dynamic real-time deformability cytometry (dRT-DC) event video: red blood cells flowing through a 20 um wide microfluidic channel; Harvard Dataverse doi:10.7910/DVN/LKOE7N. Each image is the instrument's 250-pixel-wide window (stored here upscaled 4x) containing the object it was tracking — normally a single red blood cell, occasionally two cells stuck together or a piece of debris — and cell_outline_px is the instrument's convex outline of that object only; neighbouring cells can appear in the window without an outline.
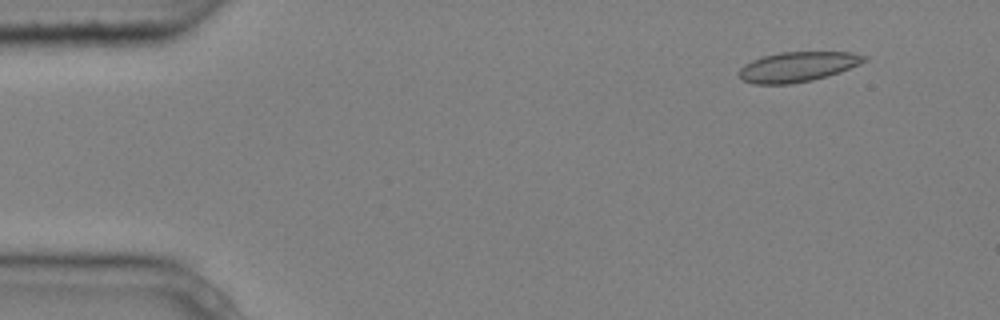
{"species": "common noctule bat (a hibernating species)", "species_latin": "Nyctalus noctula", "temperature_condition": "cold", "stored_images_in_passage": 3, "camera_frame_rate_fps": 3000, "um_per_image_px": 0.085, "animal": {"sex": "male", "body_mass_g": 20.4}, "frame": {"image": 1, "passage_image": 1, "time_ms": 0.0, "image_size_px": [1000, 320], "cell_outline_px": [[868, 60], [860, 64], [840, 72], [812, 80], [788, 84], [752, 84], [744, 80], [736, 72], [744, 64], [752, 60], [764, 56], [780, 52], [852, 52], [868, 56]], "centroid_in_image_um": [67.81, 5.67], "position_along_channel_um": 17.2, "area_um2": 21.91}}
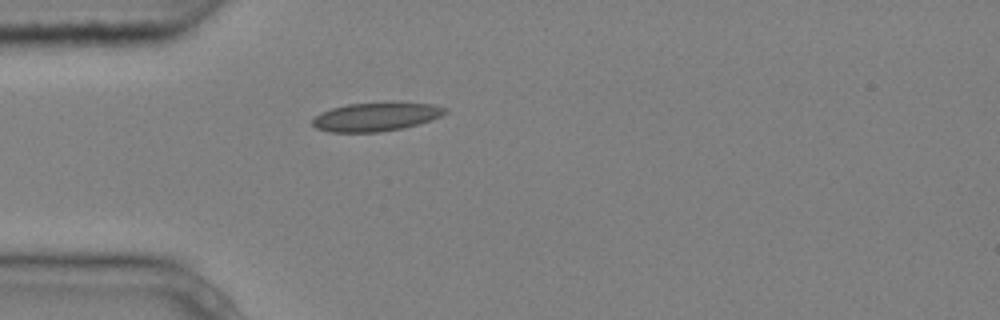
{"frame": {"image": 2, "passage_image": 3, "time_ms": 0.667, "image_size_px": [1000, 320], "cell_outline_px": [[448, 112], [432, 120], [404, 128], [380, 132], [328, 132], [316, 128], [312, 124], [312, 120], [320, 112], [332, 108], [348, 104], [432, 104], [448, 108]], "centroid_in_image_um": [31.94, 9.96], "position_along_channel_um": 53.1, "area_um2": 21.68}}